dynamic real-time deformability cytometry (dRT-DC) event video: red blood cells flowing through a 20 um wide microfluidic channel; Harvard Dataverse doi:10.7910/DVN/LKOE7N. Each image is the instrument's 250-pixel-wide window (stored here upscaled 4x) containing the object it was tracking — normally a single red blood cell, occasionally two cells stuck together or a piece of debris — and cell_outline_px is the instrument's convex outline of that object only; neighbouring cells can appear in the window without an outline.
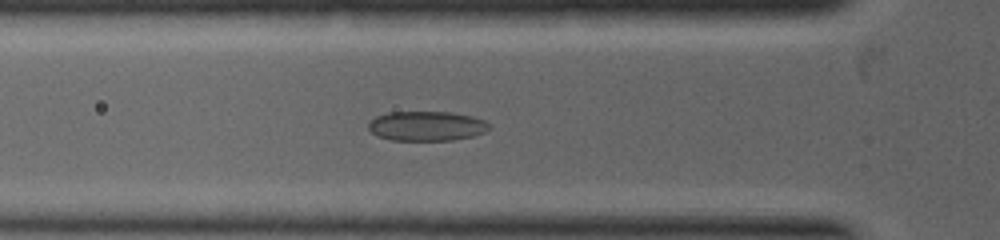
{"species": "common noctule bat (a hibernating species)", "species_latin": "Nyctalus noctula", "temperature_condition": "warm", "stored_images_in_passage": 8, "camera_frame_rate_fps": 5000, "um_per_image_px": 0.085, "animal": {"sex": "female", "body_mass_g": 19.0, "forearm_length_mm": 53.3}, "frame": {"image": 1, "passage_image": 5, "time_ms": 1.8, "image_size_px": [1000, 240], "cell_outline_px": [[492, 128], [484, 132], [472, 136], [452, 140], [392, 140], [376, 136], [368, 128], [368, 124], [376, 116], [388, 112], [448, 112], [472, 116], [484, 120], [492, 124]], "centroid_in_image_um": [36.28, 10.71], "position_along_channel_um": 89.5, "area_um2": 20.92}}
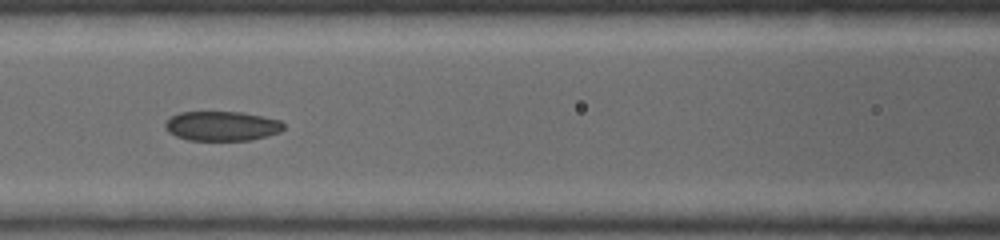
{"frame": {"image": 2, "passage_image": 7, "time_ms": 2.6, "image_size_px": [1000, 240], "cell_outline_px": [[284, 128], [280, 132], [268, 136], [248, 140], [188, 140], [176, 136], [168, 132], [164, 128], [164, 124], [172, 116], [180, 112], [244, 112], [280, 120], [284, 124]], "centroid_in_image_um": [18.87, 10.71], "position_along_channel_um": 147.7, "area_um2": 20.46}}